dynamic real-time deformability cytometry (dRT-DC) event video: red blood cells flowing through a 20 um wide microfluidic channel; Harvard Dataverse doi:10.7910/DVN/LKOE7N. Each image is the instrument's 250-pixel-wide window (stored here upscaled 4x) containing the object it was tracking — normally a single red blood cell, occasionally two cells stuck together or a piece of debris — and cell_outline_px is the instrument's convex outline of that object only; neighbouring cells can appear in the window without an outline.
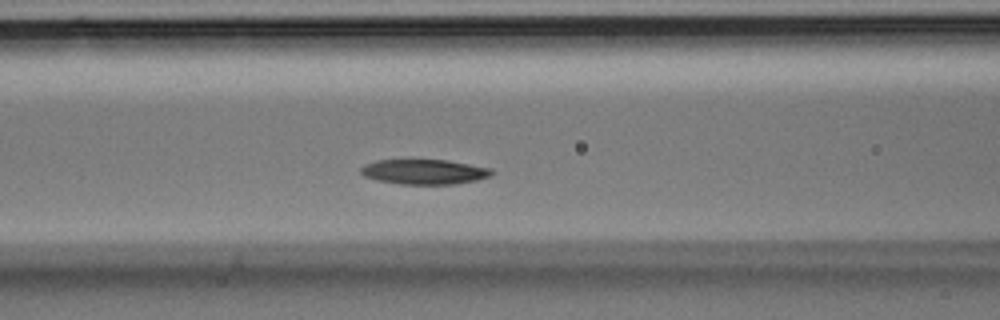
{"species": "Egyptian fruit bat (a non-hibernating species)", "species_latin": "Rousettus aegyptiacus", "temperature_condition": "room temperature", "stored_images_in_passage": 35, "camera_frame_rate_fps": 3000, "um_per_image_px": 0.085, "animal": {"sex": "male"}, "frame": {"image": 1, "passage_image": 12, "time_ms": 3.667, "image_size_px": [1000, 320], "cell_outline_px": [[496, 172], [492, 176], [476, 180], [456, 184], [400, 184], [376, 180], [364, 176], [360, 172], [360, 168], [364, 164], [376, 160], [448, 160], [492, 168]], "centroid_in_image_um": [36.09, 14.6], "position_along_channel_um": 130.5, "area_um2": 19.25}}
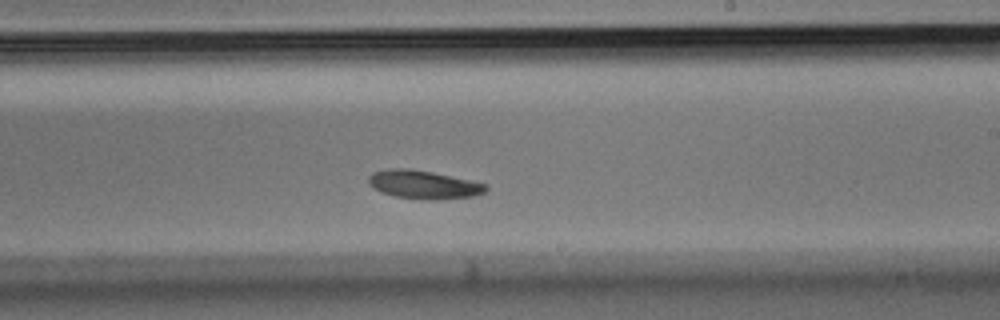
{"frame": {"image": 2, "passage_image": 19, "time_ms": 6.0, "image_size_px": [1000, 320], "cell_outline_px": [[488, 192], [472, 196], [436, 200], [420, 200], [396, 196], [380, 192], [368, 184], [368, 176], [372, 172], [388, 168], [408, 168], [432, 172], [488, 184]], "centroid_in_image_um": [36.0, 15.69], "position_along_channel_um": 253.0, "area_um2": 19.65}}
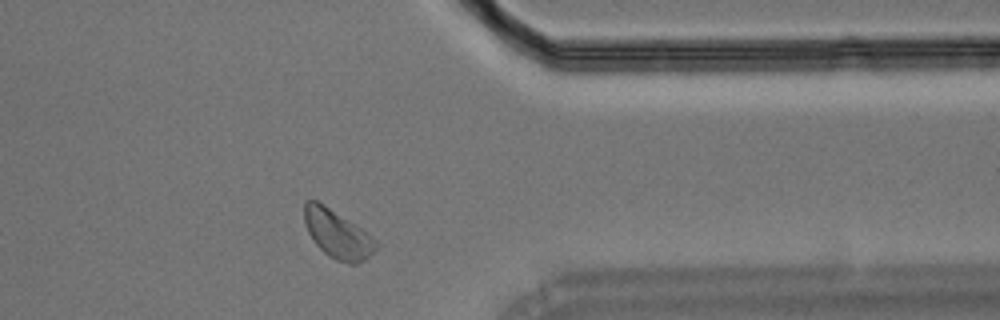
{"frame": {"image": 3, "passage_image": 27, "time_ms": 8.667, "image_size_px": [1000, 320], "cell_outline_px": [[380, 244], [364, 260], [356, 264], [348, 264], [336, 260], [328, 256], [316, 244], [308, 232], [304, 224], [304, 200], [316, 200], [324, 204], [372, 236]], "centroid_in_image_um": [28.66, 19.9], "position_along_channel_um": 382.7, "area_um2": 20.0}}